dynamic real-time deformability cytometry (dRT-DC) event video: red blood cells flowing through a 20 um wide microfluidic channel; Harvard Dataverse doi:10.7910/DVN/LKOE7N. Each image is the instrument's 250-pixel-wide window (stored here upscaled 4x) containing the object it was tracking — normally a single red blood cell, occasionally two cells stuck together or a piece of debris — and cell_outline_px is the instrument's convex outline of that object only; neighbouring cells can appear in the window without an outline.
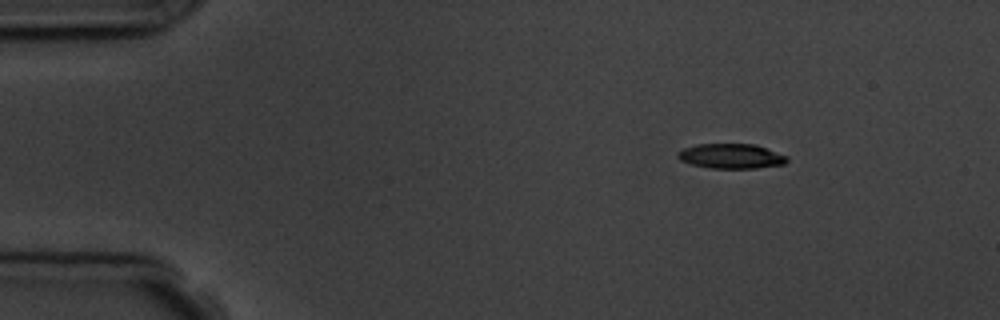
{"species": "common noctule bat (a hibernating species)", "species_latin": "Nyctalus noctula", "temperature_condition": "room temperature", "stored_images_in_passage": 6, "camera_frame_rate_fps": 3000, "um_per_image_px": 0.085, "animal": {"sex": "male", "body_mass_g": 19.5, "forearm_length_mm": 54.6}, "frame": {"image": 1, "passage_image": 1, "time_ms": 0.0, "image_size_px": [1000, 320], "cell_outline_px": [[788, 160], [784, 164], [756, 168], [712, 168], [692, 164], [680, 160], [676, 156], [676, 152], [684, 148], [696, 144], [756, 144], [788, 156]], "centroid_in_image_um": [62.14, 13.26], "position_along_channel_um": 22.9, "area_um2": 15.84}}
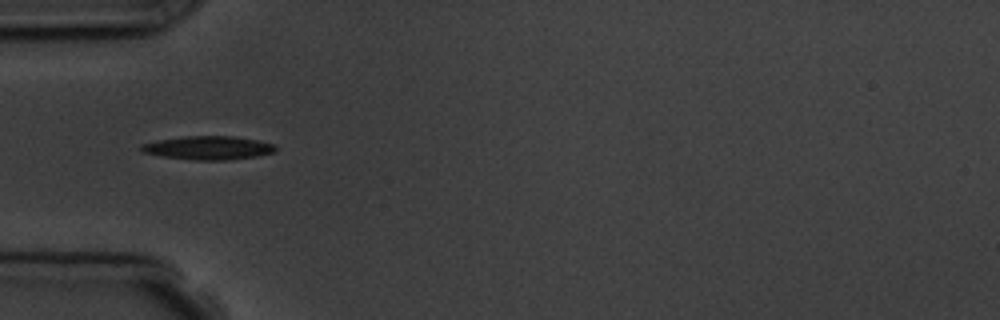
{"frame": {"image": 2, "passage_image": 4, "time_ms": 3.333, "image_size_px": [1000, 320], "cell_outline_px": [[276, 152], [256, 156], [224, 160], [196, 160], [160, 156], [144, 152], [140, 148], [140, 144], [160, 140], [184, 136], [232, 136], [256, 140], [276, 144]], "centroid_in_image_um": [17.72, 12.56], "position_along_channel_um": 67.3, "area_um2": 18.32}}